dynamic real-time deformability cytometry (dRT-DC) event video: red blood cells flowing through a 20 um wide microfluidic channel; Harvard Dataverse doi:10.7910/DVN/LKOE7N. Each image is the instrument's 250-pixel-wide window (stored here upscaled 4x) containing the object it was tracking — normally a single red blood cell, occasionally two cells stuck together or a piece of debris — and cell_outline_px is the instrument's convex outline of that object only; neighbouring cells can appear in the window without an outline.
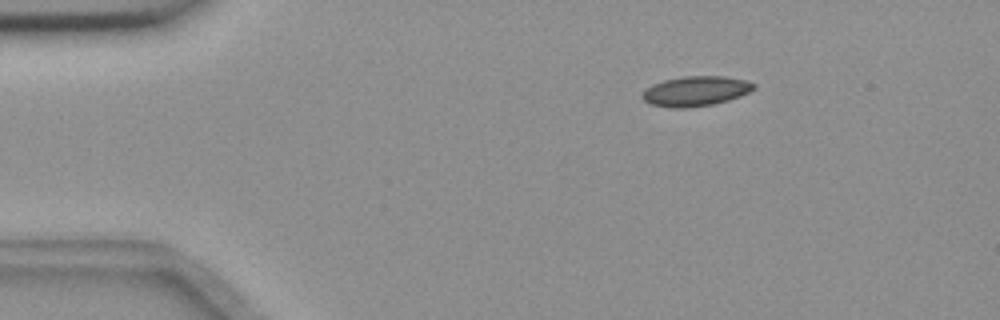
{"species": "common noctule bat (a hibernating species)", "species_latin": "Nyctalus noctula", "temperature_condition": "room temperature", "stored_images_in_passage": 3, "camera_frame_rate_fps": 3000, "um_per_image_px": 0.085, "animal": {"sex": "female", "body_mass_g": 18.4}, "frame": {"image": 1, "passage_image": 2, "time_ms": 0.333, "image_size_px": [1000, 320], "cell_outline_px": [[756, 88], [740, 96], [728, 100], [712, 104], [688, 108], [672, 108], [648, 104], [640, 96], [644, 88], [652, 84], [664, 80], [684, 76], [724, 76], [744, 80], [756, 84]], "centroid_in_image_um": [59.08, 7.75], "position_along_channel_um": 25.9, "area_um2": 19.59}}